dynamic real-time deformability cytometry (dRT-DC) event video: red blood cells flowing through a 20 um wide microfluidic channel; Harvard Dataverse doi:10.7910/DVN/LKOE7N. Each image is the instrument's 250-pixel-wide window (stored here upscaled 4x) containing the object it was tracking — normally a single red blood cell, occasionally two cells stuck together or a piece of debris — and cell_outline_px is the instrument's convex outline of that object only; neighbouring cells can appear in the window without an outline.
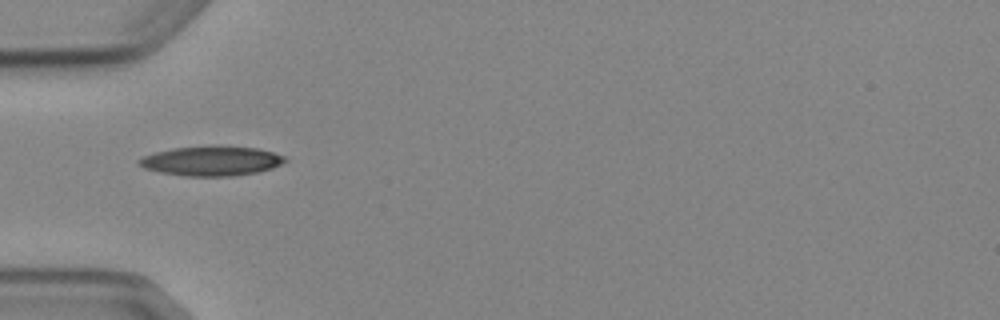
{"species": "Egyptian fruit bat (a non-hibernating species)", "species_latin": "Rousettus aegyptiacus", "temperature_condition": "cold", "stored_images_in_passage": 3, "camera_frame_rate_fps": 3000, "um_per_image_px": 0.085, "animal": {"sex": "female"}, "frame": {"image": 1, "passage_image": 1, "time_ms": 0.0, "image_size_px": [1000, 320], "cell_outline_px": [[288, 160], [272, 168], [256, 172], [232, 176], [184, 176], [160, 172], [144, 168], [136, 164], [136, 160], [144, 156], [156, 152], [172, 148], [216, 144], [256, 148], [272, 152], [284, 156]], "centroid_in_image_um": [17.94, 13.66], "position_along_channel_um": 67.1, "area_um2": 25.55}}
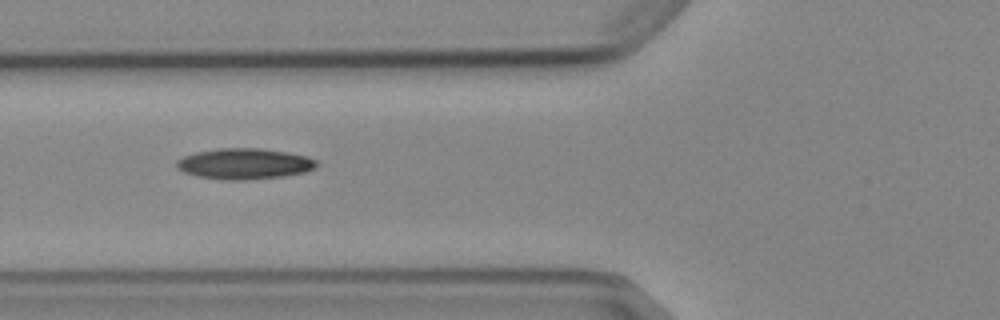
{"frame": {"image": 2, "passage_image": 2, "time_ms": 1.0, "image_size_px": [1000, 320], "cell_outline_px": [[320, 164], [316, 168], [304, 172], [284, 176], [244, 180], [220, 180], [196, 176], [184, 172], [176, 168], [176, 160], [184, 156], [196, 152], [216, 148], [260, 148], [288, 152], [308, 156], [316, 160]], "centroid_in_image_um": [20.78, 13.92], "position_along_channel_um": 105.0, "area_um2": 25.49}}
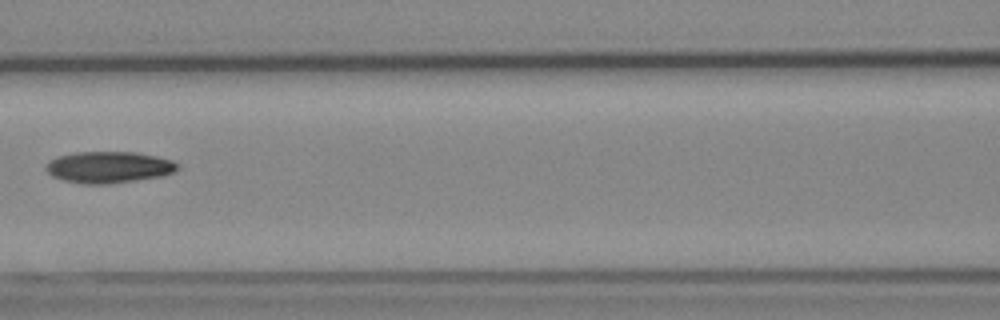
{"frame": {"image": 3, "passage_image": 3, "time_ms": 2.333, "image_size_px": [1000, 320], "cell_outline_px": [[180, 168], [176, 172], [164, 176], [108, 184], [80, 184], [64, 180], [52, 176], [44, 168], [48, 160], [56, 156], [76, 152], [136, 152], [156, 156], [172, 160], [180, 164]], "centroid_in_image_um": [9.26, 14.21], "position_along_channel_um": 157.3, "area_um2": 24.57}}